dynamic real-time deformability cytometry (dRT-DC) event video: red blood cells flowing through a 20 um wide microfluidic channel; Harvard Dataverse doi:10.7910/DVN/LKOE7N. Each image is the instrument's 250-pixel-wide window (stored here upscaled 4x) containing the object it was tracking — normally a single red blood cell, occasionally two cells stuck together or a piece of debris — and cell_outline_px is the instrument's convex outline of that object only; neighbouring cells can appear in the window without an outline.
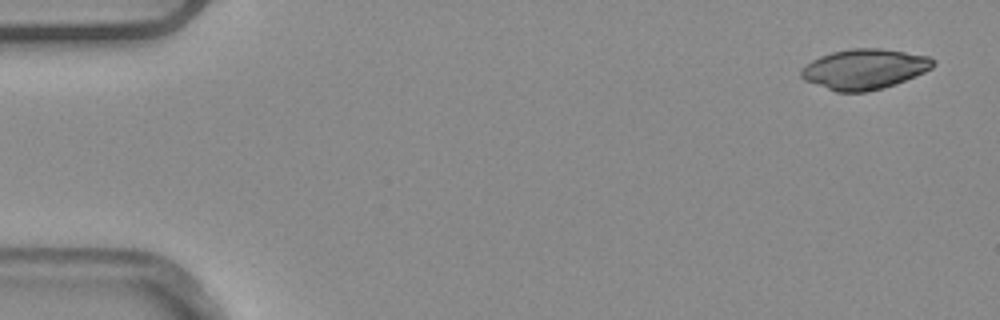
{"species": "common noctule bat (a hibernating species)", "species_latin": "Nyctalus noctula", "temperature_condition": "warm", "stored_images_in_passage": 5, "camera_frame_rate_fps": 3000, "um_per_image_px": 0.085, "animal": {"sex": "male", "body_mass_g": 20.4}, "frame": {"image": 1, "passage_image": 1, "time_ms": 0.0, "image_size_px": [1000, 320], "cell_outline_px": [[936, 64], [932, 68], [916, 76], [896, 84], [884, 88], [864, 92], [836, 92], [804, 80], [800, 76], [800, 72], [812, 60], [820, 56], [832, 52], [852, 48], [880, 48], [928, 56], [936, 60]], "centroid_in_image_um": [73.5, 5.88], "position_along_channel_um": 11.5, "area_um2": 30.92}}